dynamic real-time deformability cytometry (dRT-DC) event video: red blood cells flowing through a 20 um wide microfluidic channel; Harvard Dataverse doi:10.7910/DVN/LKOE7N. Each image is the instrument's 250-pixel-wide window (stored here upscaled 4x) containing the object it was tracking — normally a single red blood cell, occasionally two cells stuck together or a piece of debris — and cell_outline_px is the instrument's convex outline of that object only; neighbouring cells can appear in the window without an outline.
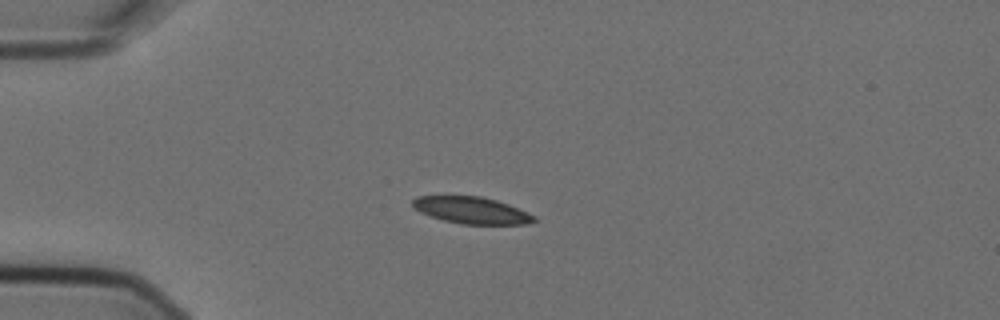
{"species": "Egyptian fruit bat (a non-hibernating species)", "species_latin": "Rousettus aegyptiacus", "temperature_condition": "cold", "stored_images_in_passage": 12, "camera_frame_rate_fps": 3000, "um_per_image_px": 0.085, "animal": {"sex": "female"}, "frame": {"image": 1, "passage_image": 3, "time_ms": 0.667, "image_size_px": [1000, 320], "cell_outline_px": [[536, 220], [528, 224], [460, 224], [444, 220], [420, 212], [412, 204], [412, 200], [416, 196], [480, 196], [496, 200], [508, 204], [528, 212], [536, 216]], "centroid_in_image_um": [40.11, 17.87], "position_along_channel_um": 44.9, "area_um2": 18.84}}
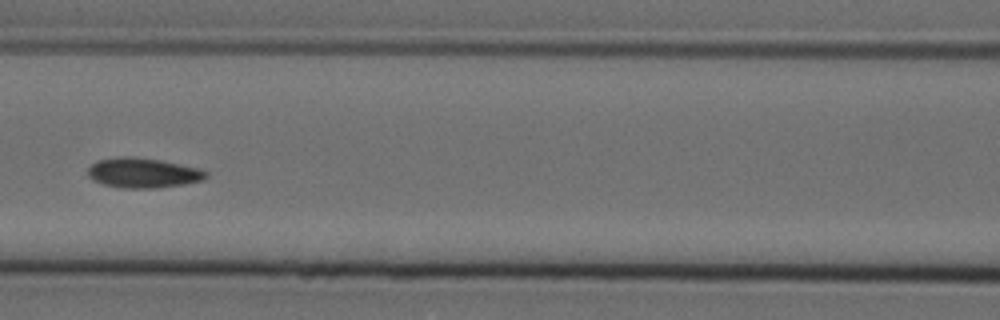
{"frame": {"image": 2, "passage_image": 6, "time_ms": 1.667, "image_size_px": [1000, 320], "cell_outline_px": [[208, 176], [204, 180], [184, 184], [156, 188], [120, 188], [104, 184], [92, 180], [88, 176], [88, 168], [96, 160], [124, 156], [128, 156], [160, 160], [180, 164], [196, 168], [208, 172]], "centroid_in_image_um": [12.14, 14.7], "position_along_channel_um": 154.5, "area_um2": 20.58}}
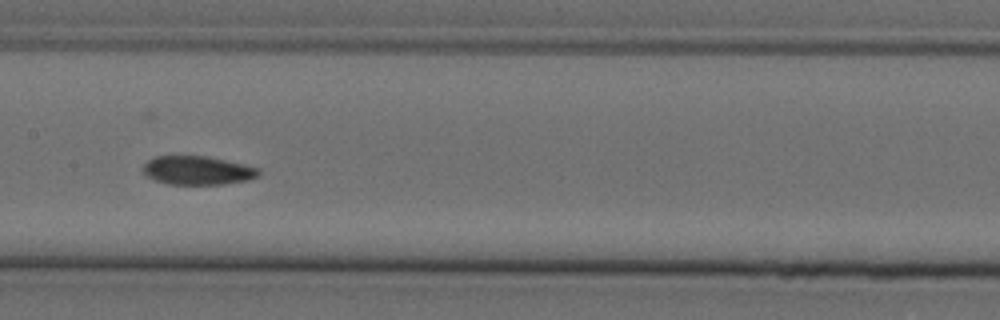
{"frame": {"image": 3, "passage_image": 7, "time_ms": 2.0, "image_size_px": [1000, 320], "cell_outline_px": [[260, 176], [248, 180], [220, 184], [168, 184], [144, 176], [144, 164], [152, 156], [208, 156], [260, 168]], "centroid_in_image_um": [16.79, 14.48], "position_along_channel_um": 190.6, "area_um2": 19.36}}